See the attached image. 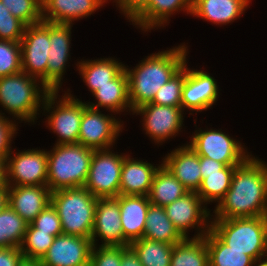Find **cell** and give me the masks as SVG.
<instances>
[{
	"label": "cell",
	"instance_id": "obj_1",
	"mask_svg": "<svg viewBox=\"0 0 267 266\" xmlns=\"http://www.w3.org/2000/svg\"><path fill=\"white\" fill-rule=\"evenodd\" d=\"M254 155L235 168L229 190L213 207L212 219L267 216V162Z\"/></svg>",
	"mask_w": 267,
	"mask_h": 266
},
{
	"label": "cell",
	"instance_id": "obj_2",
	"mask_svg": "<svg viewBox=\"0 0 267 266\" xmlns=\"http://www.w3.org/2000/svg\"><path fill=\"white\" fill-rule=\"evenodd\" d=\"M189 49L183 42L144 56L134 67L125 64L132 111L153 101L158 90L190 59Z\"/></svg>",
	"mask_w": 267,
	"mask_h": 266
},
{
	"label": "cell",
	"instance_id": "obj_3",
	"mask_svg": "<svg viewBox=\"0 0 267 266\" xmlns=\"http://www.w3.org/2000/svg\"><path fill=\"white\" fill-rule=\"evenodd\" d=\"M49 92L39 79L23 71L0 77V115L20 126L39 123L42 104Z\"/></svg>",
	"mask_w": 267,
	"mask_h": 266
},
{
	"label": "cell",
	"instance_id": "obj_4",
	"mask_svg": "<svg viewBox=\"0 0 267 266\" xmlns=\"http://www.w3.org/2000/svg\"><path fill=\"white\" fill-rule=\"evenodd\" d=\"M47 150V186L51 192L84 187L94 149L75 144H53Z\"/></svg>",
	"mask_w": 267,
	"mask_h": 266
},
{
	"label": "cell",
	"instance_id": "obj_5",
	"mask_svg": "<svg viewBox=\"0 0 267 266\" xmlns=\"http://www.w3.org/2000/svg\"><path fill=\"white\" fill-rule=\"evenodd\" d=\"M83 101L82 97L78 98L72 93L70 87L66 90L64 88L61 91H50L46 95L40 116H46L41 119L46 126L45 129L48 128L50 133L57 137L52 144L78 143L80 122L83 111L87 107V103Z\"/></svg>",
	"mask_w": 267,
	"mask_h": 266
},
{
	"label": "cell",
	"instance_id": "obj_6",
	"mask_svg": "<svg viewBox=\"0 0 267 266\" xmlns=\"http://www.w3.org/2000/svg\"><path fill=\"white\" fill-rule=\"evenodd\" d=\"M210 230L232 250L254 261L267 256V216L211 219Z\"/></svg>",
	"mask_w": 267,
	"mask_h": 266
},
{
	"label": "cell",
	"instance_id": "obj_7",
	"mask_svg": "<svg viewBox=\"0 0 267 266\" xmlns=\"http://www.w3.org/2000/svg\"><path fill=\"white\" fill-rule=\"evenodd\" d=\"M98 198L85 187L51 193V204L61 220L63 234L91 238Z\"/></svg>",
	"mask_w": 267,
	"mask_h": 266
},
{
	"label": "cell",
	"instance_id": "obj_8",
	"mask_svg": "<svg viewBox=\"0 0 267 266\" xmlns=\"http://www.w3.org/2000/svg\"><path fill=\"white\" fill-rule=\"evenodd\" d=\"M195 130L190 132L189 142L186 144L199 156H204L223 163L225 166L242 164L252 152L245 143L229 135L222 128H211L205 125L197 127V119L193 120ZM224 131V132H223Z\"/></svg>",
	"mask_w": 267,
	"mask_h": 266
},
{
	"label": "cell",
	"instance_id": "obj_9",
	"mask_svg": "<svg viewBox=\"0 0 267 266\" xmlns=\"http://www.w3.org/2000/svg\"><path fill=\"white\" fill-rule=\"evenodd\" d=\"M184 112L181 107L147 103L135 109L133 115L140 116L143 134L147 135L152 144L159 147L185 132Z\"/></svg>",
	"mask_w": 267,
	"mask_h": 266
},
{
	"label": "cell",
	"instance_id": "obj_10",
	"mask_svg": "<svg viewBox=\"0 0 267 266\" xmlns=\"http://www.w3.org/2000/svg\"><path fill=\"white\" fill-rule=\"evenodd\" d=\"M114 148L94 150L84 187L97 198L119 196L122 164L126 153Z\"/></svg>",
	"mask_w": 267,
	"mask_h": 266
},
{
	"label": "cell",
	"instance_id": "obj_11",
	"mask_svg": "<svg viewBox=\"0 0 267 266\" xmlns=\"http://www.w3.org/2000/svg\"><path fill=\"white\" fill-rule=\"evenodd\" d=\"M14 149L5 160L7 186H47V149Z\"/></svg>",
	"mask_w": 267,
	"mask_h": 266
},
{
	"label": "cell",
	"instance_id": "obj_12",
	"mask_svg": "<svg viewBox=\"0 0 267 266\" xmlns=\"http://www.w3.org/2000/svg\"><path fill=\"white\" fill-rule=\"evenodd\" d=\"M124 123L126 121L112 112L87 106L80 122L78 143L94 150L114 148L125 129Z\"/></svg>",
	"mask_w": 267,
	"mask_h": 266
},
{
	"label": "cell",
	"instance_id": "obj_13",
	"mask_svg": "<svg viewBox=\"0 0 267 266\" xmlns=\"http://www.w3.org/2000/svg\"><path fill=\"white\" fill-rule=\"evenodd\" d=\"M168 218L184 238L205 236L211 227L212 209L203 202L194 191H189L184 196L165 207ZM194 231V235L190 232Z\"/></svg>",
	"mask_w": 267,
	"mask_h": 266
},
{
	"label": "cell",
	"instance_id": "obj_14",
	"mask_svg": "<svg viewBox=\"0 0 267 266\" xmlns=\"http://www.w3.org/2000/svg\"><path fill=\"white\" fill-rule=\"evenodd\" d=\"M189 60L185 63V82L182 88L181 108L191 115H197L217 105L220 97L218 80L203 68H190ZM189 64V65H188ZM195 112V113H194Z\"/></svg>",
	"mask_w": 267,
	"mask_h": 266
},
{
	"label": "cell",
	"instance_id": "obj_15",
	"mask_svg": "<svg viewBox=\"0 0 267 266\" xmlns=\"http://www.w3.org/2000/svg\"><path fill=\"white\" fill-rule=\"evenodd\" d=\"M20 44L22 71L46 86L47 58L51 45L50 22L26 26Z\"/></svg>",
	"mask_w": 267,
	"mask_h": 266
},
{
	"label": "cell",
	"instance_id": "obj_16",
	"mask_svg": "<svg viewBox=\"0 0 267 266\" xmlns=\"http://www.w3.org/2000/svg\"><path fill=\"white\" fill-rule=\"evenodd\" d=\"M74 24L50 22V48L47 61L46 87L50 91H60L63 83H66L65 76L72 61L71 46L72 27ZM68 68V69H67ZM67 71V72H66ZM66 73V74H65ZM64 79V80H63Z\"/></svg>",
	"mask_w": 267,
	"mask_h": 266
},
{
	"label": "cell",
	"instance_id": "obj_17",
	"mask_svg": "<svg viewBox=\"0 0 267 266\" xmlns=\"http://www.w3.org/2000/svg\"><path fill=\"white\" fill-rule=\"evenodd\" d=\"M93 248L91 238L60 234L40 260L41 266H89Z\"/></svg>",
	"mask_w": 267,
	"mask_h": 266
},
{
	"label": "cell",
	"instance_id": "obj_18",
	"mask_svg": "<svg viewBox=\"0 0 267 266\" xmlns=\"http://www.w3.org/2000/svg\"><path fill=\"white\" fill-rule=\"evenodd\" d=\"M91 240L97 246H129L123 236L119 202L115 198H98Z\"/></svg>",
	"mask_w": 267,
	"mask_h": 266
},
{
	"label": "cell",
	"instance_id": "obj_19",
	"mask_svg": "<svg viewBox=\"0 0 267 266\" xmlns=\"http://www.w3.org/2000/svg\"><path fill=\"white\" fill-rule=\"evenodd\" d=\"M111 0H41L42 21L74 24L94 16Z\"/></svg>",
	"mask_w": 267,
	"mask_h": 266
},
{
	"label": "cell",
	"instance_id": "obj_20",
	"mask_svg": "<svg viewBox=\"0 0 267 266\" xmlns=\"http://www.w3.org/2000/svg\"><path fill=\"white\" fill-rule=\"evenodd\" d=\"M169 151L161 158L162 164L187 190L196 192L202 181L199 155L186 143Z\"/></svg>",
	"mask_w": 267,
	"mask_h": 266
},
{
	"label": "cell",
	"instance_id": "obj_21",
	"mask_svg": "<svg viewBox=\"0 0 267 266\" xmlns=\"http://www.w3.org/2000/svg\"><path fill=\"white\" fill-rule=\"evenodd\" d=\"M161 164L162 160L154 164L127 153L122 164L119 195L148 196L155 172Z\"/></svg>",
	"mask_w": 267,
	"mask_h": 266
},
{
	"label": "cell",
	"instance_id": "obj_22",
	"mask_svg": "<svg viewBox=\"0 0 267 266\" xmlns=\"http://www.w3.org/2000/svg\"><path fill=\"white\" fill-rule=\"evenodd\" d=\"M253 0H192L191 16L211 25L233 24L250 8ZM249 7V8H248Z\"/></svg>",
	"mask_w": 267,
	"mask_h": 266
},
{
	"label": "cell",
	"instance_id": "obj_23",
	"mask_svg": "<svg viewBox=\"0 0 267 266\" xmlns=\"http://www.w3.org/2000/svg\"><path fill=\"white\" fill-rule=\"evenodd\" d=\"M93 102L86 101L87 106L97 110L112 112L116 115H133L129 101L128 75L124 69L110 84L100 86L92 94ZM123 112L125 114H123Z\"/></svg>",
	"mask_w": 267,
	"mask_h": 266
},
{
	"label": "cell",
	"instance_id": "obj_24",
	"mask_svg": "<svg viewBox=\"0 0 267 266\" xmlns=\"http://www.w3.org/2000/svg\"><path fill=\"white\" fill-rule=\"evenodd\" d=\"M48 186H8V205L31 223L51 203Z\"/></svg>",
	"mask_w": 267,
	"mask_h": 266
},
{
	"label": "cell",
	"instance_id": "obj_25",
	"mask_svg": "<svg viewBox=\"0 0 267 266\" xmlns=\"http://www.w3.org/2000/svg\"><path fill=\"white\" fill-rule=\"evenodd\" d=\"M182 12L191 17L192 0H149L148 9L132 25L143 35L151 30H164L171 17Z\"/></svg>",
	"mask_w": 267,
	"mask_h": 266
},
{
	"label": "cell",
	"instance_id": "obj_26",
	"mask_svg": "<svg viewBox=\"0 0 267 266\" xmlns=\"http://www.w3.org/2000/svg\"><path fill=\"white\" fill-rule=\"evenodd\" d=\"M76 59L74 63L76 71L92 95L100 86L110 84L124 69L125 63L117 57H98L93 59Z\"/></svg>",
	"mask_w": 267,
	"mask_h": 266
},
{
	"label": "cell",
	"instance_id": "obj_27",
	"mask_svg": "<svg viewBox=\"0 0 267 266\" xmlns=\"http://www.w3.org/2000/svg\"><path fill=\"white\" fill-rule=\"evenodd\" d=\"M115 199L119 202L124 239L130 244L132 241L143 238L150 206L148 196L119 195Z\"/></svg>",
	"mask_w": 267,
	"mask_h": 266
},
{
	"label": "cell",
	"instance_id": "obj_28",
	"mask_svg": "<svg viewBox=\"0 0 267 266\" xmlns=\"http://www.w3.org/2000/svg\"><path fill=\"white\" fill-rule=\"evenodd\" d=\"M188 192L169 169L161 164L155 172L148 198L151 204L165 207Z\"/></svg>",
	"mask_w": 267,
	"mask_h": 266
},
{
	"label": "cell",
	"instance_id": "obj_29",
	"mask_svg": "<svg viewBox=\"0 0 267 266\" xmlns=\"http://www.w3.org/2000/svg\"><path fill=\"white\" fill-rule=\"evenodd\" d=\"M143 238L168 244H176L184 237L168 218L164 207L150 203Z\"/></svg>",
	"mask_w": 267,
	"mask_h": 266
},
{
	"label": "cell",
	"instance_id": "obj_30",
	"mask_svg": "<svg viewBox=\"0 0 267 266\" xmlns=\"http://www.w3.org/2000/svg\"><path fill=\"white\" fill-rule=\"evenodd\" d=\"M170 266H209V253L206 235L197 238H184L174 244Z\"/></svg>",
	"mask_w": 267,
	"mask_h": 266
},
{
	"label": "cell",
	"instance_id": "obj_31",
	"mask_svg": "<svg viewBox=\"0 0 267 266\" xmlns=\"http://www.w3.org/2000/svg\"><path fill=\"white\" fill-rule=\"evenodd\" d=\"M237 166L239 165L225 166L219 173L202 174V181L196 193L207 206L213 203L216 207L225 197Z\"/></svg>",
	"mask_w": 267,
	"mask_h": 266
},
{
	"label": "cell",
	"instance_id": "obj_32",
	"mask_svg": "<svg viewBox=\"0 0 267 266\" xmlns=\"http://www.w3.org/2000/svg\"><path fill=\"white\" fill-rule=\"evenodd\" d=\"M209 266H253L254 260L242 251L232 250L211 230L206 234Z\"/></svg>",
	"mask_w": 267,
	"mask_h": 266
},
{
	"label": "cell",
	"instance_id": "obj_33",
	"mask_svg": "<svg viewBox=\"0 0 267 266\" xmlns=\"http://www.w3.org/2000/svg\"><path fill=\"white\" fill-rule=\"evenodd\" d=\"M129 245L143 266H170L173 244L141 238Z\"/></svg>",
	"mask_w": 267,
	"mask_h": 266
},
{
	"label": "cell",
	"instance_id": "obj_34",
	"mask_svg": "<svg viewBox=\"0 0 267 266\" xmlns=\"http://www.w3.org/2000/svg\"><path fill=\"white\" fill-rule=\"evenodd\" d=\"M28 224L17 212L7 205L0 212V248L21 247Z\"/></svg>",
	"mask_w": 267,
	"mask_h": 266
},
{
	"label": "cell",
	"instance_id": "obj_35",
	"mask_svg": "<svg viewBox=\"0 0 267 266\" xmlns=\"http://www.w3.org/2000/svg\"><path fill=\"white\" fill-rule=\"evenodd\" d=\"M54 238L50 233L39 232L29 223L20 247L23 257L40 261L52 245Z\"/></svg>",
	"mask_w": 267,
	"mask_h": 266
},
{
	"label": "cell",
	"instance_id": "obj_36",
	"mask_svg": "<svg viewBox=\"0 0 267 266\" xmlns=\"http://www.w3.org/2000/svg\"><path fill=\"white\" fill-rule=\"evenodd\" d=\"M185 82V65L156 93L151 103L181 107L182 88Z\"/></svg>",
	"mask_w": 267,
	"mask_h": 266
},
{
	"label": "cell",
	"instance_id": "obj_37",
	"mask_svg": "<svg viewBox=\"0 0 267 266\" xmlns=\"http://www.w3.org/2000/svg\"><path fill=\"white\" fill-rule=\"evenodd\" d=\"M1 2L26 26L42 22L41 0H1Z\"/></svg>",
	"mask_w": 267,
	"mask_h": 266
},
{
	"label": "cell",
	"instance_id": "obj_38",
	"mask_svg": "<svg viewBox=\"0 0 267 266\" xmlns=\"http://www.w3.org/2000/svg\"><path fill=\"white\" fill-rule=\"evenodd\" d=\"M22 71L20 42L0 40V77Z\"/></svg>",
	"mask_w": 267,
	"mask_h": 266
},
{
	"label": "cell",
	"instance_id": "obj_39",
	"mask_svg": "<svg viewBox=\"0 0 267 266\" xmlns=\"http://www.w3.org/2000/svg\"><path fill=\"white\" fill-rule=\"evenodd\" d=\"M26 25L8 10L0 0V40L20 42Z\"/></svg>",
	"mask_w": 267,
	"mask_h": 266
},
{
	"label": "cell",
	"instance_id": "obj_40",
	"mask_svg": "<svg viewBox=\"0 0 267 266\" xmlns=\"http://www.w3.org/2000/svg\"><path fill=\"white\" fill-rule=\"evenodd\" d=\"M122 246L93 245L89 266H121Z\"/></svg>",
	"mask_w": 267,
	"mask_h": 266
},
{
	"label": "cell",
	"instance_id": "obj_41",
	"mask_svg": "<svg viewBox=\"0 0 267 266\" xmlns=\"http://www.w3.org/2000/svg\"><path fill=\"white\" fill-rule=\"evenodd\" d=\"M31 224L38 229L39 232L50 233L54 237L63 233L61 220L51 203L41 211Z\"/></svg>",
	"mask_w": 267,
	"mask_h": 266
},
{
	"label": "cell",
	"instance_id": "obj_42",
	"mask_svg": "<svg viewBox=\"0 0 267 266\" xmlns=\"http://www.w3.org/2000/svg\"><path fill=\"white\" fill-rule=\"evenodd\" d=\"M19 127L22 126H19L16 121L0 115V157L5 160L12 151V144L15 143L13 140H15L19 133L18 131H20Z\"/></svg>",
	"mask_w": 267,
	"mask_h": 266
},
{
	"label": "cell",
	"instance_id": "obj_43",
	"mask_svg": "<svg viewBox=\"0 0 267 266\" xmlns=\"http://www.w3.org/2000/svg\"><path fill=\"white\" fill-rule=\"evenodd\" d=\"M116 10L132 25L149 7V0H111Z\"/></svg>",
	"mask_w": 267,
	"mask_h": 266
},
{
	"label": "cell",
	"instance_id": "obj_44",
	"mask_svg": "<svg viewBox=\"0 0 267 266\" xmlns=\"http://www.w3.org/2000/svg\"><path fill=\"white\" fill-rule=\"evenodd\" d=\"M23 258L19 247H1L0 248V266H17Z\"/></svg>",
	"mask_w": 267,
	"mask_h": 266
},
{
	"label": "cell",
	"instance_id": "obj_45",
	"mask_svg": "<svg viewBox=\"0 0 267 266\" xmlns=\"http://www.w3.org/2000/svg\"><path fill=\"white\" fill-rule=\"evenodd\" d=\"M199 161L201 174L219 173V171L225 167L223 163L217 162L204 156H199Z\"/></svg>",
	"mask_w": 267,
	"mask_h": 266
},
{
	"label": "cell",
	"instance_id": "obj_46",
	"mask_svg": "<svg viewBox=\"0 0 267 266\" xmlns=\"http://www.w3.org/2000/svg\"><path fill=\"white\" fill-rule=\"evenodd\" d=\"M121 266H143L130 245L122 246Z\"/></svg>",
	"mask_w": 267,
	"mask_h": 266
},
{
	"label": "cell",
	"instance_id": "obj_47",
	"mask_svg": "<svg viewBox=\"0 0 267 266\" xmlns=\"http://www.w3.org/2000/svg\"><path fill=\"white\" fill-rule=\"evenodd\" d=\"M8 205V186L0 185V212Z\"/></svg>",
	"mask_w": 267,
	"mask_h": 266
},
{
	"label": "cell",
	"instance_id": "obj_48",
	"mask_svg": "<svg viewBox=\"0 0 267 266\" xmlns=\"http://www.w3.org/2000/svg\"><path fill=\"white\" fill-rule=\"evenodd\" d=\"M17 266H41L40 261L39 260H35V259H29V258H22L19 263L17 264Z\"/></svg>",
	"mask_w": 267,
	"mask_h": 266
},
{
	"label": "cell",
	"instance_id": "obj_49",
	"mask_svg": "<svg viewBox=\"0 0 267 266\" xmlns=\"http://www.w3.org/2000/svg\"><path fill=\"white\" fill-rule=\"evenodd\" d=\"M5 159L0 157V185L6 183Z\"/></svg>",
	"mask_w": 267,
	"mask_h": 266
},
{
	"label": "cell",
	"instance_id": "obj_50",
	"mask_svg": "<svg viewBox=\"0 0 267 266\" xmlns=\"http://www.w3.org/2000/svg\"><path fill=\"white\" fill-rule=\"evenodd\" d=\"M253 266H267V256L255 260Z\"/></svg>",
	"mask_w": 267,
	"mask_h": 266
}]
</instances>
